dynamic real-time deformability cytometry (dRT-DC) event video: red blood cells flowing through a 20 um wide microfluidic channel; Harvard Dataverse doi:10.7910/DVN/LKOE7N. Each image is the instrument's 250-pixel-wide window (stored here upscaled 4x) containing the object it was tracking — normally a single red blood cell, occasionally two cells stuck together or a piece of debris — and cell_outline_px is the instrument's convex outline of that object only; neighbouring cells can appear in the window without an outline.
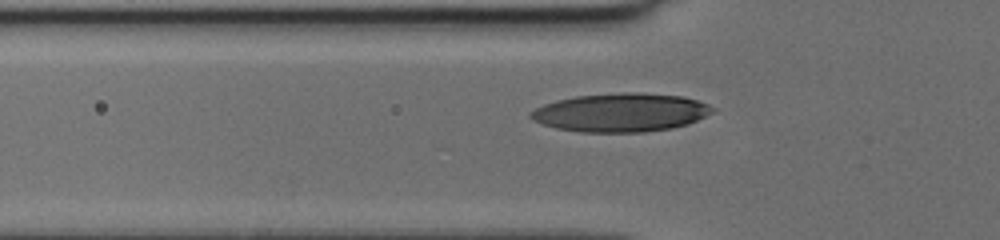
{"species": "human", "species_latin": "Homo sapiens", "temperature_condition": "cold", "stored_images_in_passage": 32, "camera_frame_rate_fps": 3000, "um_per_image_px": 0.085, "donor": {"sex": "female"}, "frame": {"image": 1, "passage_image": 2, "time_ms": 0.333, "image_size_px": [1000, 240], "cell_outline_px": [[712, 112], [688, 124], [672, 128], [644, 132], [580, 132], [556, 128], [532, 120], [528, 116], [528, 112], [544, 104], [556, 100], [576, 96], [624, 92], [644, 92], [684, 96], [708, 104], [712, 108]], "centroid_in_image_um": [52.74, 9.56], "position_along_channel_um": 73.1, "area_um2": 40.86}}
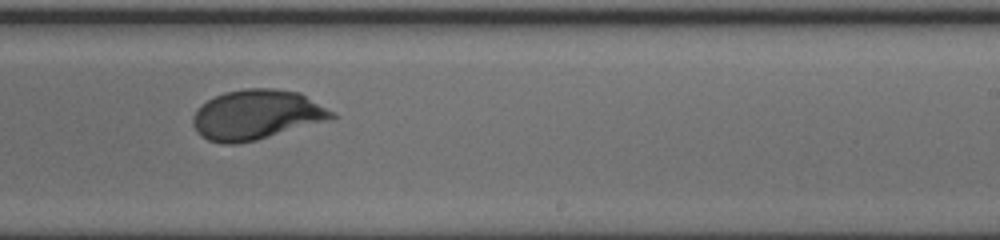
{"frame": {"image": 2, "passage_image": 16, "time_ms": 5.0, "image_size_px": [1000, 240], "cell_outline_px": [[336, 116], [332, 120], [256, 140], [236, 144], [220, 144], [208, 140], [200, 136], [196, 132], [192, 124], [192, 116], [208, 100], [224, 92], [244, 88], [276, 88], [300, 92], [336, 112]], "centroid_in_image_um": [21.85, 9.76], "position_along_channel_um": 267.2, "area_um2": 40.75}}
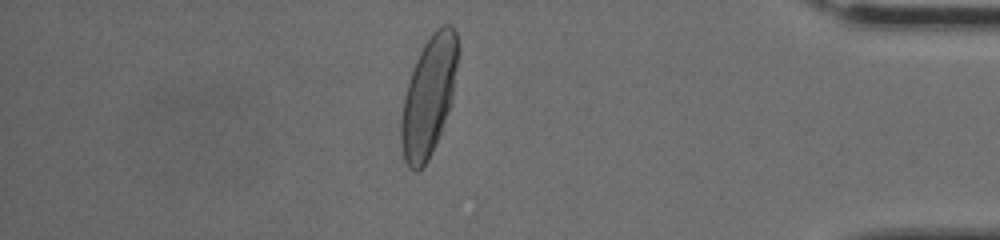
{"frame": {"image": 3, "passage_image": 28, "time_ms": 9.0, "image_size_px": [1000, 240], "cell_outline_px": [[460, 48], [452, 104], [428, 160], [416, 172], [408, 168], [404, 160], [400, 144], [400, 120], [404, 96], [412, 68], [424, 44], [432, 32], [436, 28], [444, 24], [452, 24], [456, 32]], "centroid_in_image_um": [36.45, 8.14], "position_along_channel_um": 398.7, "area_um2": 40.0}}